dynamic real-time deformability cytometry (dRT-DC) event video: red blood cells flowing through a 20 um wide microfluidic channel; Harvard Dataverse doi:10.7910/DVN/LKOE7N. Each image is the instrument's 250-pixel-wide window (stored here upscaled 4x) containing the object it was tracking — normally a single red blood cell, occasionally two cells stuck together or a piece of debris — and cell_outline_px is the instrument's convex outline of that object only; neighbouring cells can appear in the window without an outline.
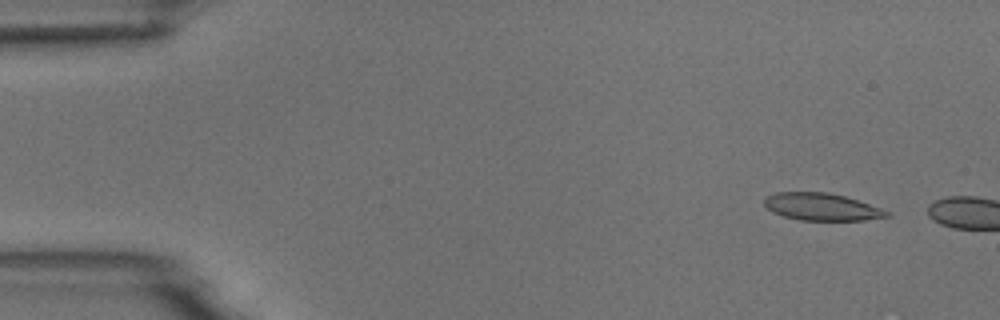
{"species": "common noctule bat (a hibernating species)", "species_latin": "Nyctalus noctula", "temperature_condition": "room temperature", "stored_images_in_passage": 3, "camera_frame_rate_fps": 3000, "um_per_image_px": 0.085, "animal": {"sex": "male", "body_mass_g": 18.8}, "frame": {"image": 1, "passage_image": 2, "time_ms": 1.0, "image_size_px": [1000, 320], "cell_outline_px": [[892, 216], [864, 220], [800, 220], [784, 216], [772, 212], [764, 204], [764, 196], [776, 192], [828, 192], [844, 196], [892, 212]], "centroid_in_image_um": [69.83, 17.58], "position_along_channel_um": 15.2, "area_um2": 19.48}}